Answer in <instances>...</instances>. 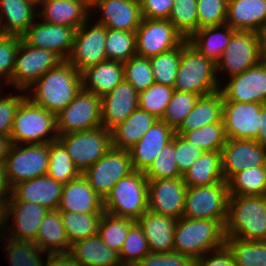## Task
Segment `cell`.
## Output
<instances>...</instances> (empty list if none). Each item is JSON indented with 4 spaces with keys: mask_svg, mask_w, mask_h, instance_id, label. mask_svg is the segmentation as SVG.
<instances>
[{
    "mask_svg": "<svg viewBox=\"0 0 266 266\" xmlns=\"http://www.w3.org/2000/svg\"><path fill=\"white\" fill-rule=\"evenodd\" d=\"M134 171L130 152L111 148L82 175L92 189L104 200L113 186Z\"/></svg>",
    "mask_w": 266,
    "mask_h": 266,
    "instance_id": "4fadbf2b",
    "label": "cell"
},
{
    "mask_svg": "<svg viewBox=\"0 0 266 266\" xmlns=\"http://www.w3.org/2000/svg\"><path fill=\"white\" fill-rule=\"evenodd\" d=\"M168 20L188 40L199 29L197 0H174Z\"/></svg>",
    "mask_w": 266,
    "mask_h": 266,
    "instance_id": "7bdbcfd3",
    "label": "cell"
},
{
    "mask_svg": "<svg viewBox=\"0 0 266 266\" xmlns=\"http://www.w3.org/2000/svg\"><path fill=\"white\" fill-rule=\"evenodd\" d=\"M210 254L211 257L203 255L194 260V266H235L233 254L226 245L211 251Z\"/></svg>",
    "mask_w": 266,
    "mask_h": 266,
    "instance_id": "94428289",
    "label": "cell"
},
{
    "mask_svg": "<svg viewBox=\"0 0 266 266\" xmlns=\"http://www.w3.org/2000/svg\"><path fill=\"white\" fill-rule=\"evenodd\" d=\"M90 9H100L96 23L109 29L136 31L142 20L139 0H90Z\"/></svg>",
    "mask_w": 266,
    "mask_h": 266,
    "instance_id": "44dd1931",
    "label": "cell"
},
{
    "mask_svg": "<svg viewBox=\"0 0 266 266\" xmlns=\"http://www.w3.org/2000/svg\"><path fill=\"white\" fill-rule=\"evenodd\" d=\"M75 31L69 26L34 21L21 37L28 45L55 52L66 61L73 48Z\"/></svg>",
    "mask_w": 266,
    "mask_h": 266,
    "instance_id": "ffe728a7",
    "label": "cell"
},
{
    "mask_svg": "<svg viewBox=\"0 0 266 266\" xmlns=\"http://www.w3.org/2000/svg\"><path fill=\"white\" fill-rule=\"evenodd\" d=\"M4 244L11 266H44L46 264L41 257L44 251L34 241H18L9 238L5 239Z\"/></svg>",
    "mask_w": 266,
    "mask_h": 266,
    "instance_id": "7dc6e473",
    "label": "cell"
},
{
    "mask_svg": "<svg viewBox=\"0 0 266 266\" xmlns=\"http://www.w3.org/2000/svg\"><path fill=\"white\" fill-rule=\"evenodd\" d=\"M60 212L104 213L103 199L92 189L87 179L79 177L64 184Z\"/></svg>",
    "mask_w": 266,
    "mask_h": 266,
    "instance_id": "484cf974",
    "label": "cell"
},
{
    "mask_svg": "<svg viewBox=\"0 0 266 266\" xmlns=\"http://www.w3.org/2000/svg\"><path fill=\"white\" fill-rule=\"evenodd\" d=\"M63 186L48 175L32 178L14 185L9 201L37 203L48 210H58Z\"/></svg>",
    "mask_w": 266,
    "mask_h": 266,
    "instance_id": "7402d4cb",
    "label": "cell"
},
{
    "mask_svg": "<svg viewBox=\"0 0 266 266\" xmlns=\"http://www.w3.org/2000/svg\"><path fill=\"white\" fill-rule=\"evenodd\" d=\"M204 151L189 143L181 135L175 133V161L179 172L183 175Z\"/></svg>",
    "mask_w": 266,
    "mask_h": 266,
    "instance_id": "6f0895ef",
    "label": "cell"
},
{
    "mask_svg": "<svg viewBox=\"0 0 266 266\" xmlns=\"http://www.w3.org/2000/svg\"><path fill=\"white\" fill-rule=\"evenodd\" d=\"M263 106L261 103L223 101V122L227 139L256 140Z\"/></svg>",
    "mask_w": 266,
    "mask_h": 266,
    "instance_id": "ac0fdd59",
    "label": "cell"
},
{
    "mask_svg": "<svg viewBox=\"0 0 266 266\" xmlns=\"http://www.w3.org/2000/svg\"><path fill=\"white\" fill-rule=\"evenodd\" d=\"M157 120L154 115L138 107L123 122L110 130L112 148L128 151Z\"/></svg>",
    "mask_w": 266,
    "mask_h": 266,
    "instance_id": "4dcf8cb0",
    "label": "cell"
},
{
    "mask_svg": "<svg viewBox=\"0 0 266 266\" xmlns=\"http://www.w3.org/2000/svg\"><path fill=\"white\" fill-rule=\"evenodd\" d=\"M222 121L223 96L220 91H217L198 98L194 108L185 117L183 123L176 130V133L182 135L184 132Z\"/></svg>",
    "mask_w": 266,
    "mask_h": 266,
    "instance_id": "d6a6232c",
    "label": "cell"
},
{
    "mask_svg": "<svg viewBox=\"0 0 266 266\" xmlns=\"http://www.w3.org/2000/svg\"><path fill=\"white\" fill-rule=\"evenodd\" d=\"M228 0H197L199 29L226 24Z\"/></svg>",
    "mask_w": 266,
    "mask_h": 266,
    "instance_id": "db71d44e",
    "label": "cell"
},
{
    "mask_svg": "<svg viewBox=\"0 0 266 266\" xmlns=\"http://www.w3.org/2000/svg\"><path fill=\"white\" fill-rule=\"evenodd\" d=\"M11 146H12L11 137L0 135V163H5Z\"/></svg>",
    "mask_w": 266,
    "mask_h": 266,
    "instance_id": "03108f58",
    "label": "cell"
},
{
    "mask_svg": "<svg viewBox=\"0 0 266 266\" xmlns=\"http://www.w3.org/2000/svg\"><path fill=\"white\" fill-rule=\"evenodd\" d=\"M82 88L99 97L111 92L124 80L123 62L106 60L81 72Z\"/></svg>",
    "mask_w": 266,
    "mask_h": 266,
    "instance_id": "f546056e",
    "label": "cell"
},
{
    "mask_svg": "<svg viewBox=\"0 0 266 266\" xmlns=\"http://www.w3.org/2000/svg\"><path fill=\"white\" fill-rule=\"evenodd\" d=\"M225 236L266 241V195H229Z\"/></svg>",
    "mask_w": 266,
    "mask_h": 266,
    "instance_id": "7a4b0ae2",
    "label": "cell"
},
{
    "mask_svg": "<svg viewBox=\"0 0 266 266\" xmlns=\"http://www.w3.org/2000/svg\"><path fill=\"white\" fill-rule=\"evenodd\" d=\"M225 239V227L219 221L181 217L174 230L173 251L196 260L223 247Z\"/></svg>",
    "mask_w": 266,
    "mask_h": 266,
    "instance_id": "3957f363",
    "label": "cell"
},
{
    "mask_svg": "<svg viewBox=\"0 0 266 266\" xmlns=\"http://www.w3.org/2000/svg\"><path fill=\"white\" fill-rule=\"evenodd\" d=\"M11 190L12 188L7 178L6 165L5 163H0V205H7L11 197Z\"/></svg>",
    "mask_w": 266,
    "mask_h": 266,
    "instance_id": "be15d7a7",
    "label": "cell"
},
{
    "mask_svg": "<svg viewBox=\"0 0 266 266\" xmlns=\"http://www.w3.org/2000/svg\"><path fill=\"white\" fill-rule=\"evenodd\" d=\"M47 175L63 184L81 175L68 154L67 149L58 139L49 142Z\"/></svg>",
    "mask_w": 266,
    "mask_h": 266,
    "instance_id": "ab89813d",
    "label": "cell"
},
{
    "mask_svg": "<svg viewBox=\"0 0 266 266\" xmlns=\"http://www.w3.org/2000/svg\"><path fill=\"white\" fill-rule=\"evenodd\" d=\"M136 221L103 213L98 230V236L112 250L118 254L127 237L130 227Z\"/></svg>",
    "mask_w": 266,
    "mask_h": 266,
    "instance_id": "b9f144b4",
    "label": "cell"
},
{
    "mask_svg": "<svg viewBox=\"0 0 266 266\" xmlns=\"http://www.w3.org/2000/svg\"><path fill=\"white\" fill-rule=\"evenodd\" d=\"M223 101L266 104V61L229 78L224 87H220Z\"/></svg>",
    "mask_w": 266,
    "mask_h": 266,
    "instance_id": "2e32d148",
    "label": "cell"
},
{
    "mask_svg": "<svg viewBox=\"0 0 266 266\" xmlns=\"http://www.w3.org/2000/svg\"><path fill=\"white\" fill-rule=\"evenodd\" d=\"M225 245L233 254L235 266H266V241L226 238Z\"/></svg>",
    "mask_w": 266,
    "mask_h": 266,
    "instance_id": "60d3db41",
    "label": "cell"
},
{
    "mask_svg": "<svg viewBox=\"0 0 266 266\" xmlns=\"http://www.w3.org/2000/svg\"><path fill=\"white\" fill-rule=\"evenodd\" d=\"M39 6L43 8L37 12V17L43 21L75 29L89 20V12H92L90 0H43Z\"/></svg>",
    "mask_w": 266,
    "mask_h": 266,
    "instance_id": "4316f807",
    "label": "cell"
},
{
    "mask_svg": "<svg viewBox=\"0 0 266 266\" xmlns=\"http://www.w3.org/2000/svg\"><path fill=\"white\" fill-rule=\"evenodd\" d=\"M181 58V44L149 58L155 83L174 87Z\"/></svg>",
    "mask_w": 266,
    "mask_h": 266,
    "instance_id": "bcb514c9",
    "label": "cell"
},
{
    "mask_svg": "<svg viewBox=\"0 0 266 266\" xmlns=\"http://www.w3.org/2000/svg\"><path fill=\"white\" fill-rule=\"evenodd\" d=\"M39 247L49 254L69 253L71 244L66 235L59 210H49L43 218L36 240Z\"/></svg>",
    "mask_w": 266,
    "mask_h": 266,
    "instance_id": "8d00e7d4",
    "label": "cell"
},
{
    "mask_svg": "<svg viewBox=\"0 0 266 266\" xmlns=\"http://www.w3.org/2000/svg\"><path fill=\"white\" fill-rule=\"evenodd\" d=\"M119 266H135V265L120 264Z\"/></svg>",
    "mask_w": 266,
    "mask_h": 266,
    "instance_id": "2644e50d",
    "label": "cell"
},
{
    "mask_svg": "<svg viewBox=\"0 0 266 266\" xmlns=\"http://www.w3.org/2000/svg\"><path fill=\"white\" fill-rule=\"evenodd\" d=\"M7 215H6V205H0V237H2L3 234H5L3 231L5 229L4 226L8 225L7 224ZM1 242V238H0Z\"/></svg>",
    "mask_w": 266,
    "mask_h": 266,
    "instance_id": "003e7915",
    "label": "cell"
},
{
    "mask_svg": "<svg viewBox=\"0 0 266 266\" xmlns=\"http://www.w3.org/2000/svg\"><path fill=\"white\" fill-rule=\"evenodd\" d=\"M21 40V36L0 34V78H5L6 85L11 84L16 53Z\"/></svg>",
    "mask_w": 266,
    "mask_h": 266,
    "instance_id": "11a10c76",
    "label": "cell"
},
{
    "mask_svg": "<svg viewBox=\"0 0 266 266\" xmlns=\"http://www.w3.org/2000/svg\"><path fill=\"white\" fill-rule=\"evenodd\" d=\"M69 253L81 266H119L118 253L110 249L101 238L96 235L75 242Z\"/></svg>",
    "mask_w": 266,
    "mask_h": 266,
    "instance_id": "e575fe53",
    "label": "cell"
},
{
    "mask_svg": "<svg viewBox=\"0 0 266 266\" xmlns=\"http://www.w3.org/2000/svg\"><path fill=\"white\" fill-rule=\"evenodd\" d=\"M102 126L101 97L81 89L75 98L56 115L58 135L87 131Z\"/></svg>",
    "mask_w": 266,
    "mask_h": 266,
    "instance_id": "30bf717a",
    "label": "cell"
},
{
    "mask_svg": "<svg viewBox=\"0 0 266 266\" xmlns=\"http://www.w3.org/2000/svg\"><path fill=\"white\" fill-rule=\"evenodd\" d=\"M261 39V55L262 59L266 61V26L260 31Z\"/></svg>",
    "mask_w": 266,
    "mask_h": 266,
    "instance_id": "a7ac6f4b",
    "label": "cell"
},
{
    "mask_svg": "<svg viewBox=\"0 0 266 266\" xmlns=\"http://www.w3.org/2000/svg\"><path fill=\"white\" fill-rule=\"evenodd\" d=\"M221 152L225 181L247 168L266 166V147L256 140L227 139Z\"/></svg>",
    "mask_w": 266,
    "mask_h": 266,
    "instance_id": "d6986e66",
    "label": "cell"
},
{
    "mask_svg": "<svg viewBox=\"0 0 266 266\" xmlns=\"http://www.w3.org/2000/svg\"><path fill=\"white\" fill-rule=\"evenodd\" d=\"M136 222L145 234L150 252H173L177 219L148 210Z\"/></svg>",
    "mask_w": 266,
    "mask_h": 266,
    "instance_id": "83f0119b",
    "label": "cell"
},
{
    "mask_svg": "<svg viewBox=\"0 0 266 266\" xmlns=\"http://www.w3.org/2000/svg\"><path fill=\"white\" fill-rule=\"evenodd\" d=\"M186 189L183 177L148 180V210L180 219L184 212Z\"/></svg>",
    "mask_w": 266,
    "mask_h": 266,
    "instance_id": "e0dca14e",
    "label": "cell"
},
{
    "mask_svg": "<svg viewBox=\"0 0 266 266\" xmlns=\"http://www.w3.org/2000/svg\"><path fill=\"white\" fill-rule=\"evenodd\" d=\"M124 80L128 82L137 93L145 91L155 83L154 74L149 58L134 56L123 62Z\"/></svg>",
    "mask_w": 266,
    "mask_h": 266,
    "instance_id": "f907efd6",
    "label": "cell"
},
{
    "mask_svg": "<svg viewBox=\"0 0 266 266\" xmlns=\"http://www.w3.org/2000/svg\"><path fill=\"white\" fill-rule=\"evenodd\" d=\"M199 97L200 95L194 93L174 90L165 113L160 120L176 131L194 108Z\"/></svg>",
    "mask_w": 266,
    "mask_h": 266,
    "instance_id": "681fc988",
    "label": "cell"
},
{
    "mask_svg": "<svg viewBox=\"0 0 266 266\" xmlns=\"http://www.w3.org/2000/svg\"><path fill=\"white\" fill-rule=\"evenodd\" d=\"M150 253L149 245L140 225L135 222L129 229L118 256L121 264L136 265Z\"/></svg>",
    "mask_w": 266,
    "mask_h": 266,
    "instance_id": "f5cc1de1",
    "label": "cell"
},
{
    "mask_svg": "<svg viewBox=\"0 0 266 266\" xmlns=\"http://www.w3.org/2000/svg\"><path fill=\"white\" fill-rule=\"evenodd\" d=\"M48 164L49 143L12 144L5 161L11 188L20 182L47 175Z\"/></svg>",
    "mask_w": 266,
    "mask_h": 266,
    "instance_id": "8fae6325",
    "label": "cell"
},
{
    "mask_svg": "<svg viewBox=\"0 0 266 266\" xmlns=\"http://www.w3.org/2000/svg\"><path fill=\"white\" fill-rule=\"evenodd\" d=\"M63 61L57 53L28 45L22 39L16 53L11 85L27 93L38 79Z\"/></svg>",
    "mask_w": 266,
    "mask_h": 266,
    "instance_id": "9c48e42d",
    "label": "cell"
},
{
    "mask_svg": "<svg viewBox=\"0 0 266 266\" xmlns=\"http://www.w3.org/2000/svg\"><path fill=\"white\" fill-rule=\"evenodd\" d=\"M20 95H6L2 97L1 88H0V135L1 136H10L13 122L17 113V110L23 100L27 97L23 90H19ZM22 93V95H21Z\"/></svg>",
    "mask_w": 266,
    "mask_h": 266,
    "instance_id": "9f6ffc18",
    "label": "cell"
},
{
    "mask_svg": "<svg viewBox=\"0 0 266 266\" xmlns=\"http://www.w3.org/2000/svg\"><path fill=\"white\" fill-rule=\"evenodd\" d=\"M48 211L47 208L37 203L8 201L6 205L7 220L9 221L10 216L13 215L15 224L11 229L9 226L8 232L11 231L9 232L11 234L8 238L18 241H35L40 224Z\"/></svg>",
    "mask_w": 266,
    "mask_h": 266,
    "instance_id": "cb8c5ba5",
    "label": "cell"
},
{
    "mask_svg": "<svg viewBox=\"0 0 266 266\" xmlns=\"http://www.w3.org/2000/svg\"><path fill=\"white\" fill-rule=\"evenodd\" d=\"M10 137L12 144H43L55 141L58 139L56 115L26 97L17 110Z\"/></svg>",
    "mask_w": 266,
    "mask_h": 266,
    "instance_id": "8992f818",
    "label": "cell"
},
{
    "mask_svg": "<svg viewBox=\"0 0 266 266\" xmlns=\"http://www.w3.org/2000/svg\"><path fill=\"white\" fill-rule=\"evenodd\" d=\"M138 108V93L125 80L101 97L102 126L111 130Z\"/></svg>",
    "mask_w": 266,
    "mask_h": 266,
    "instance_id": "d4e9b609",
    "label": "cell"
},
{
    "mask_svg": "<svg viewBox=\"0 0 266 266\" xmlns=\"http://www.w3.org/2000/svg\"><path fill=\"white\" fill-rule=\"evenodd\" d=\"M29 1H31L33 4H35L36 6L37 5H40L42 2H43V0H29Z\"/></svg>",
    "mask_w": 266,
    "mask_h": 266,
    "instance_id": "89a4df30",
    "label": "cell"
},
{
    "mask_svg": "<svg viewBox=\"0 0 266 266\" xmlns=\"http://www.w3.org/2000/svg\"><path fill=\"white\" fill-rule=\"evenodd\" d=\"M260 131L256 141L266 147V104L261 108L260 111Z\"/></svg>",
    "mask_w": 266,
    "mask_h": 266,
    "instance_id": "e7e4bbea",
    "label": "cell"
},
{
    "mask_svg": "<svg viewBox=\"0 0 266 266\" xmlns=\"http://www.w3.org/2000/svg\"><path fill=\"white\" fill-rule=\"evenodd\" d=\"M107 60L125 62L136 56L135 31L106 28L105 43Z\"/></svg>",
    "mask_w": 266,
    "mask_h": 266,
    "instance_id": "ee69618b",
    "label": "cell"
},
{
    "mask_svg": "<svg viewBox=\"0 0 266 266\" xmlns=\"http://www.w3.org/2000/svg\"><path fill=\"white\" fill-rule=\"evenodd\" d=\"M136 55L150 58L178 47L185 38L169 20L142 18L135 31Z\"/></svg>",
    "mask_w": 266,
    "mask_h": 266,
    "instance_id": "5bb4252c",
    "label": "cell"
},
{
    "mask_svg": "<svg viewBox=\"0 0 266 266\" xmlns=\"http://www.w3.org/2000/svg\"><path fill=\"white\" fill-rule=\"evenodd\" d=\"M135 266H194V260L177 252L147 254Z\"/></svg>",
    "mask_w": 266,
    "mask_h": 266,
    "instance_id": "680465c9",
    "label": "cell"
},
{
    "mask_svg": "<svg viewBox=\"0 0 266 266\" xmlns=\"http://www.w3.org/2000/svg\"><path fill=\"white\" fill-rule=\"evenodd\" d=\"M187 187L210 186L224 181L222 152L205 151L183 174Z\"/></svg>",
    "mask_w": 266,
    "mask_h": 266,
    "instance_id": "d590c367",
    "label": "cell"
},
{
    "mask_svg": "<svg viewBox=\"0 0 266 266\" xmlns=\"http://www.w3.org/2000/svg\"><path fill=\"white\" fill-rule=\"evenodd\" d=\"M175 135L157 154V158L143 172L148 180L183 177L175 161Z\"/></svg>",
    "mask_w": 266,
    "mask_h": 266,
    "instance_id": "816d5d0a",
    "label": "cell"
},
{
    "mask_svg": "<svg viewBox=\"0 0 266 266\" xmlns=\"http://www.w3.org/2000/svg\"><path fill=\"white\" fill-rule=\"evenodd\" d=\"M70 244L98 235L103 213L60 212Z\"/></svg>",
    "mask_w": 266,
    "mask_h": 266,
    "instance_id": "f35d334b",
    "label": "cell"
},
{
    "mask_svg": "<svg viewBox=\"0 0 266 266\" xmlns=\"http://www.w3.org/2000/svg\"><path fill=\"white\" fill-rule=\"evenodd\" d=\"M45 266H81L70 253L47 255Z\"/></svg>",
    "mask_w": 266,
    "mask_h": 266,
    "instance_id": "6125c7cd",
    "label": "cell"
},
{
    "mask_svg": "<svg viewBox=\"0 0 266 266\" xmlns=\"http://www.w3.org/2000/svg\"><path fill=\"white\" fill-rule=\"evenodd\" d=\"M32 95L27 97L36 105L57 115L82 89L81 73L67 60L59 66L47 71L30 88Z\"/></svg>",
    "mask_w": 266,
    "mask_h": 266,
    "instance_id": "6da1fadb",
    "label": "cell"
},
{
    "mask_svg": "<svg viewBox=\"0 0 266 266\" xmlns=\"http://www.w3.org/2000/svg\"><path fill=\"white\" fill-rule=\"evenodd\" d=\"M227 183L229 195H266V166L250 167L239 171Z\"/></svg>",
    "mask_w": 266,
    "mask_h": 266,
    "instance_id": "74e56055",
    "label": "cell"
},
{
    "mask_svg": "<svg viewBox=\"0 0 266 266\" xmlns=\"http://www.w3.org/2000/svg\"><path fill=\"white\" fill-rule=\"evenodd\" d=\"M181 136L204 152L221 151L227 141L223 121L184 132Z\"/></svg>",
    "mask_w": 266,
    "mask_h": 266,
    "instance_id": "f6af8a7d",
    "label": "cell"
},
{
    "mask_svg": "<svg viewBox=\"0 0 266 266\" xmlns=\"http://www.w3.org/2000/svg\"><path fill=\"white\" fill-rule=\"evenodd\" d=\"M226 24L234 30L260 33L266 26V0H228Z\"/></svg>",
    "mask_w": 266,
    "mask_h": 266,
    "instance_id": "f1b7e54d",
    "label": "cell"
},
{
    "mask_svg": "<svg viewBox=\"0 0 266 266\" xmlns=\"http://www.w3.org/2000/svg\"><path fill=\"white\" fill-rule=\"evenodd\" d=\"M173 91V87L154 83L145 91L138 93V107L161 119L171 100Z\"/></svg>",
    "mask_w": 266,
    "mask_h": 266,
    "instance_id": "c3c4849f",
    "label": "cell"
},
{
    "mask_svg": "<svg viewBox=\"0 0 266 266\" xmlns=\"http://www.w3.org/2000/svg\"><path fill=\"white\" fill-rule=\"evenodd\" d=\"M219 30L223 32H219ZM235 31L227 24L203 27L198 29L188 39V42L205 58L217 63L221 59L224 49L230 43Z\"/></svg>",
    "mask_w": 266,
    "mask_h": 266,
    "instance_id": "836d02e7",
    "label": "cell"
},
{
    "mask_svg": "<svg viewBox=\"0 0 266 266\" xmlns=\"http://www.w3.org/2000/svg\"><path fill=\"white\" fill-rule=\"evenodd\" d=\"M142 18L168 20L174 0H139Z\"/></svg>",
    "mask_w": 266,
    "mask_h": 266,
    "instance_id": "91938a15",
    "label": "cell"
},
{
    "mask_svg": "<svg viewBox=\"0 0 266 266\" xmlns=\"http://www.w3.org/2000/svg\"><path fill=\"white\" fill-rule=\"evenodd\" d=\"M81 174L112 148L111 131L98 128L58 135Z\"/></svg>",
    "mask_w": 266,
    "mask_h": 266,
    "instance_id": "ba28073f",
    "label": "cell"
},
{
    "mask_svg": "<svg viewBox=\"0 0 266 266\" xmlns=\"http://www.w3.org/2000/svg\"><path fill=\"white\" fill-rule=\"evenodd\" d=\"M227 181L210 186L187 187L183 216L219 221L224 227L228 217Z\"/></svg>",
    "mask_w": 266,
    "mask_h": 266,
    "instance_id": "52a82bcc",
    "label": "cell"
},
{
    "mask_svg": "<svg viewBox=\"0 0 266 266\" xmlns=\"http://www.w3.org/2000/svg\"><path fill=\"white\" fill-rule=\"evenodd\" d=\"M217 66L205 58L188 40L181 43V58L174 90L206 96L219 91Z\"/></svg>",
    "mask_w": 266,
    "mask_h": 266,
    "instance_id": "277c9868",
    "label": "cell"
},
{
    "mask_svg": "<svg viewBox=\"0 0 266 266\" xmlns=\"http://www.w3.org/2000/svg\"><path fill=\"white\" fill-rule=\"evenodd\" d=\"M176 131L158 119L128 151L133 169L144 172L157 158L162 148L172 141Z\"/></svg>",
    "mask_w": 266,
    "mask_h": 266,
    "instance_id": "603a6c76",
    "label": "cell"
},
{
    "mask_svg": "<svg viewBox=\"0 0 266 266\" xmlns=\"http://www.w3.org/2000/svg\"><path fill=\"white\" fill-rule=\"evenodd\" d=\"M35 8L29 0H0V34L22 36L37 18Z\"/></svg>",
    "mask_w": 266,
    "mask_h": 266,
    "instance_id": "1f68e13d",
    "label": "cell"
},
{
    "mask_svg": "<svg viewBox=\"0 0 266 266\" xmlns=\"http://www.w3.org/2000/svg\"><path fill=\"white\" fill-rule=\"evenodd\" d=\"M89 22L90 19L76 29L73 48L67 59L80 73L87 67L107 60L106 27L98 23L91 27Z\"/></svg>",
    "mask_w": 266,
    "mask_h": 266,
    "instance_id": "9a60e30c",
    "label": "cell"
},
{
    "mask_svg": "<svg viewBox=\"0 0 266 266\" xmlns=\"http://www.w3.org/2000/svg\"><path fill=\"white\" fill-rule=\"evenodd\" d=\"M104 212L137 221L148 211V179L134 170L121 178L103 200Z\"/></svg>",
    "mask_w": 266,
    "mask_h": 266,
    "instance_id": "5b68a950",
    "label": "cell"
},
{
    "mask_svg": "<svg viewBox=\"0 0 266 266\" xmlns=\"http://www.w3.org/2000/svg\"><path fill=\"white\" fill-rule=\"evenodd\" d=\"M262 60L260 34L236 30L221 59L216 63L217 73L223 71L229 77L239 75Z\"/></svg>",
    "mask_w": 266,
    "mask_h": 266,
    "instance_id": "7c38bea8",
    "label": "cell"
}]
</instances>
